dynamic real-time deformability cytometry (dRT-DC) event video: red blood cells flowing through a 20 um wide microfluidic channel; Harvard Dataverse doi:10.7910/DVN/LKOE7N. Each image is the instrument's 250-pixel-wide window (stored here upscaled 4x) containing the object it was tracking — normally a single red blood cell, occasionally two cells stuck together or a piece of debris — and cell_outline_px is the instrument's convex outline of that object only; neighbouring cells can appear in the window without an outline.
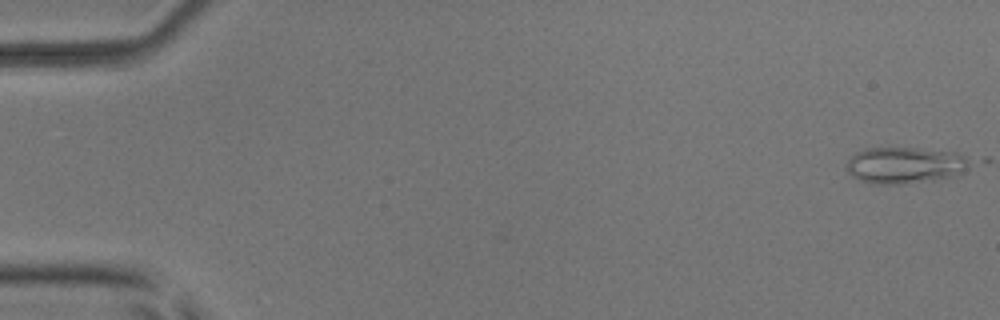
{"species": "common noctule bat (a hibernating species)", "species_latin": "Nyctalus noctula", "temperature_condition": "room temperature", "stored_images_in_passage": 3, "camera_frame_rate_fps": 3000, "um_per_image_px": 0.085, "animal": {"sex": "male", "body_mass_g": 17.9, "forearm_length_mm": 54.2}, "frame": {"image": 1, "passage_image": 1, "time_ms": 0.0, "image_size_px": [1000, 320], "cell_outline_px": [[976, 160], [956, 176], [932, 180], [896, 184], [876, 184], [860, 180], [852, 176], [848, 172], [848, 160], [856, 152], [864, 148], [916, 148], [956, 152]], "centroid_in_image_um": [76.98, 14.03], "position_along_channel_um": 8.0, "area_um2": 26.24}}